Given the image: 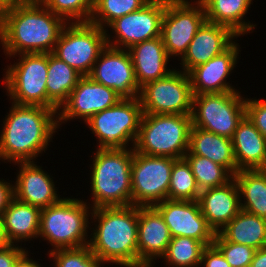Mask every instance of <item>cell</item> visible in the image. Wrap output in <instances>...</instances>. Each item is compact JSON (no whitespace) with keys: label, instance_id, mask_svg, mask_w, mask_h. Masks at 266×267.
I'll return each instance as SVG.
<instances>
[{"label":"cell","instance_id":"cell-1","mask_svg":"<svg viewBox=\"0 0 266 267\" xmlns=\"http://www.w3.org/2000/svg\"><path fill=\"white\" fill-rule=\"evenodd\" d=\"M67 22L39 0H24L0 9V44L7 57L52 53Z\"/></svg>","mask_w":266,"mask_h":267},{"label":"cell","instance_id":"cell-2","mask_svg":"<svg viewBox=\"0 0 266 267\" xmlns=\"http://www.w3.org/2000/svg\"><path fill=\"white\" fill-rule=\"evenodd\" d=\"M0 132V160L33 162L47 150L58 127L54 109L12 103Z\"/></svg>","mask_w":266,"mask_h":267},{"label":"cell","instance_id":"cell-3","mask_svg":"<svg viewBox=\"0 0 266 267\" xmlns=\"http://www.w3.org/2000/svg\"><path fill=\"white\" fill-rule=\"evenodd\" d=\"M89 247L103 264L138 267V206L92 209Z\"/></svg>","mask_w":266,"mask_h":267},{"label":"cell","instance_id":"cell-4","mask_svg":"<svg viewBox=\"0 0 266 267\" xmlns=\"http://www.w3.org/2000/svg\"><path fill=\"white\" fill-rule=\"evenodd\" d=\"M91 165V208L132 205L133 147L96 149Z\"/></svg>","mask_w":266,"mask_h":267},{"label":"cell","instance_id":"cell-5","mask_svg":"<svg viewBox=\"0 0 266 267\" xmlns=\"http://www.w3.org/2000/svg\"><path fill=\"white\" fill-rule=\"evenodd\" d=\"M88 205L81 199L63 197L58 203L41 209L38 237L53 247L48 253L89 245L87 229L92 209Z\"/></svg>","mask_w":266,"mask_h":267},{"label":"cell","instance_id":"cell-6","mask_svg":"<svg viewBox=\"0 0 266 267\" xmlns=\"http://www.w3.org/2000/svg\"><path fill=\"white\" fill-rule=\"evenodd\" d=\"M191 128V115L143 113L134 150L151 156L184 158Z\"/></svg>","mask_w":266,"mask_h":267},{"label":"cell","instance_id":"cell-7","mask_svg":"<svg viewBox=\"0 0 266 267\" xmlns=\"http://www.w3.org/2000/svg\"><path fill=\"white\" fill-rule=\"evenodd\" d=\"M142 116L139 97L122 98L114 106L94 114L85 123L98 138L97 149H125L131 143L134 148Z\"/></svg>","mask_w":266,"mask_h":267},{"label":"cell","instance_id":"cell-8","mask_svg":"<svg viewBox=\"0 0 266 267\" xmlns=\"http://www.w3.org/2000/svg\"><path fill=\"white\" fill-rule=\"evenodd\" d=\"M18 56L17 62L4 69L2 82L10 100L18 105L47 107L48 53Z\"/></svg>","mask_w":266,"mask_h":267},{"label":"cell","instance_id":"cell-9","mask_svg":"<svg viewBox=\"0 0 266 267\" xmlns=\"http://www.w3.org/2000/svg\"><path fill=\"white\" fill-rule=\"evenodd\" d=\"M240 91L193 95L192 126L231 139L245 116Z\"/></svg>","mask_w":266,"mask_h":267},{"label":"cell","instance_id":"cell-10","mask_svg":"<svg viewBox=\"0 0 266 267\" xmlns=\"http://www.w3.org/2000/svg\"><path fill=\"white\" fill-rule=\"evenodd\" d=\"M106 46L104 29L91 22H71L62 29L52 54L88 76Z\"/></svg>","mask_w":266,"mask_h":267},{"label":"cell","instance_id":"cell-11","mask_svg":"<svg viewBox=\"0 0 266 267\" xmlns=\"http://www.w3.org/2000/svg\"><path fill=\"white\" fill-rule=\"evenodd\" d=\"M176 160L171 157L141 154L133 148L132 205L154 206L168 199L171 170Z\"/></svg>","mask_w":266,"mask_h":267},{"label":"cell","instance_id":"cell-12","mask_svg":"<svg viewBox=\"0 0 266 267\" xmlns=\"http://www.w3.org/2000/svg\"><path fill=\"white\" fill-rule=\"evenodd\" d=\"M139 99L145 114L191 115L193 91L189 75L174 69L141 87Z\"/></svg>","mask_w":266,"mask_h":267},{"label":"cell","instance_id":"cell-13","mask_svg":"<svg viewBox=\"0 0 266 267\" xmlns=\"http://www.w3.org/2000/svg\"><path fill=\"white\" fill-rule=\"evenodd\" d=\"M194 2L166 0L161 38L170 58L178 56L181 59L184 56L198 29L206 21L203 4L199 0Z\"/></svg>","mask_w":266,"mask_h":267},{"label":"cell","instance_id":"cell-14","mask_svg":"<svg viewBox=\"0 0 266 267\" xmlns=\"http://www.w3.org/2000/svg\"><path fill=\"white\" fill-rule=\"evenodd\" d=\"M166 8V0H150L144 7L112 21V40L105 29L107 45L129 49L134 44L161 36V22ZM111 39V40H110Z\"/></svg>","mask_w":266,"mask_h":267},{"label":"cell","instance_id":"cell-15","mask_svg":"<svg viewBox=\"0 0 266 267\" xmlns=\"http://www.w3.org/2000/svg\"><path fill=\"white\" fill-rule=\"evenodd\" d=\"M94 82L112 88L122 98L139 97L134 67L129 51L106 46L88 75Z\"/></svg>","mask_w":266,"mask_h":267},{"label":"cell","instance_id":"cell-16","mask_svg":"<svg viewBox=\"0 0 266 267\" xmlns=\"http://www.w3.org/2000/svg\"><path fill=\"white\" fill-rule=\"evenodd\" d=\"M154 207L162 215L172 237H191L205 246L213 244L216 233L203 216L198 200L166 199Z\"/></svg>","mask_w":266,"mask_h":267},{"label":"cell","instance_id":"cell-17","mask_svg":"<svg viewBox=\"0 0 266 267\" xmlns=\"http://www.w3.org/2000/svg\"><path fill=\"white\" fill-rule=\"evenodd\" d=\"M122 97L112 88L83 76L58 110V127L61 123L79 118L86 122L97 112L114 106Z\"/></svg>","mask_w":266,"mask_h":267},{"label":"cell","instance_id":"cell-18","mask_svg":"<svg viewBox=\"0 0 266 267\" xmlns=\"http://www.w3.org/2000/svg\"><path fill=\"white\" fill-rule=\"evenodd\" d=\"M171 239L160 212L154 206H138V267H153L154 260L164 255Z\"/></svg>","mask_w":266,"mask_h":267},{"label":"cell","instance_id":"cell-19","mask_svg":"<svg viewBox=\"0 0 266 267\" xmlns=\"http://www.w3.org/2000/svg\"><path fill=\"white\" fill-rule=\"evenodd\" d=\"M238 44L234 42L221 54L188 73L193 95L239 91L226 82L239 58Z\"/></svg>","mask_w":266,"mask_h":267},{"label":"cell","instance_id":"cell-20","mask_svg":"<svg viewBox=\"0 0 266 267\" xmlns=\"http://www.w3.org/2000/svg\"><path fill=\"white\" fill-rule=\"evenodd\" d=\"M35 163V161L14 163L19 165L20 170L13 185L14 198L43 209L58 203L62 198L57 194L58 189L48 172Z\"/></svg>","mask_w":266,"mask_h":267},{"label":"cell","instance_id":"cell-21","mask_svg":"<svg viewBox=\"0 0 266 267\" xmlns=\"http://www.w3.org/2000/svg\"><path fill=\"white\" fill-rule=\"evenodd\" d=\"M237 37L230 28L205 21L181 58V69L188 74L193 68L228 49Z\"/></svg>","mask_w":266,"mask_h":267},{"label":"cell","instance_id":"cell-22","mask_svg":"<svg viewBox=\"0 0 266 267\" xmlns=\"http://www.w3.org/2000/svg\"><path fill=\"white\" fill-rule=\"evenodd\" d=\"M203 216L215 233L220 232L240 211V194L234 178L226 185L200 192Z\"/></svg>","mask_w":266,"mask_h":267},{"label":"cell","instance_id":"cell-23","mask_svg":"<svg viewBox=\"0 0 266 267\" xmlns=\"http://www.w3.org/2000/svg\"><path fill=\"white\" fill-rule=\"evenodd\" d=\"M135 77L141 88L146 83L167 76L174 69H168L170 59L161 36L134 44L129 49Z\"/></svg>","mask_w":266,"mask_h":267},{"label":"cell","instance_id":"cell-24","mask_svg":"<svg viewBox=\"0 0 266 267\" xmlns=\"http://www.w3.org/2000/svg\"><path fill=\"white\" fill-rule=\"evenodd\" d=\"M237 172L266 169V138L245 115L231 138Z\"/></svg>","mask_w":266,"mask_h":267},{"label":"cell","instance_id":"cell-25","mask_svg":"<svg viewBox=\"0 0 266 267\" xmlns=\"http://www.w3.org/2000/svg\"><path fill=\"white\" fill-rule=\"evenodd\" d=\"M41 209L13 198L2 213V231L6 244L36 239L40 230ZM28 239V240H27Z\"/></svg>","mask_w":266,"mask_h":267},{"label":"cell","instance_id":"cell-26","mask_svg":"<svg viewBox=\"0 0 266 267\" xmlns=\"http://www.w3.org/2000/svg\"><path fill=\"white\" fill-rule=\"evenodd\" d=\"M186 154L203 156L224 166L233 176L237 172L232 140L192 126Z\"/></svg>","mask_w":266,"mask_h":267},{"label":"cell","instance_id":"cell-27","mask_svg":"<svg viewBox=\"0 0 266 267\" xmlns=\"http://www.w3.org/2000/svg\"><path fill=\"white\" fill-rule=\"evenodd\" d=\"M205 10L206 21L230 28L241 36L253 32L255 24L245 21L252 0H199Z\"/></svg>","mask_w":266,"mask_h":267},{"label":"cell","instance_id":"cell-28","mask_svg":"<svg viewBox=\"0 0 266 267\" xmlns=\"http://www.w3.org/2000/svg\"><path fill=\"white\" fill-rule=\"evenodd\" d=\"M47 73V108L58 113L83 75L52 53H48Z\"/></svg>","mask_w":266,"mask_h":267},{"label":"cell","instance_id":"cell-29","mask_svg":"<svg viewBox=\"0 0 266 267\" xmlns=\"http://www.w3.org/2000/svg\"><path fill=\"white\" fill-rule=\"evenodd\" d=\"M218 233L228 242L257 250L266 246V218L241 210Z\"/></svg>","mask_w":266,"mask_h":267},{"label":"cell","instance_id":"cell-30","mask_svg":"<svg viewBox=\"0 0 266 267\" xmlns=\"http://www.w3.org/2000/svg\"><path fill=\"white\" fill-rule=\"evenodd\" d=\"M233 178L239 189L241 210L266 218V169L240 170Z\"/></svg>","mask_w":266,"mask_h":267},{"label":"cell","instance_id":"cell-31","mask_svg":"<svg viewBox=\"0 0 266 267\" xmlns=\"http://www.w3.org/2000/svg\"><path fill=\"white\" fill-rule=\"evenodd\" d=\"M184 158L191 166L200 191L224 186L233 179V175L224 166L206 157L185 154Z\"/></svg>","mask_w":266,"mask_h":267},{"label":"cell","instance_id":"cell-32","mask_svg":"<svg viewBox=\"0 0 266 267\" xmlns=\"http://www.w3.org/2000/svg\"><path fill=\"white\" fill-rule=\"evenodd\" d=\"M206 246L191 237H172L161 257L171 267H201V256Z\"/></svg>","mask_w":266,"mask_h":267},{"label":"cell","instance_id":"cell-33","mask_svg":"<svg viewBox=\"0 0 266 267\" xmlns=\"http://www.w3.org/2000/svg\"><path fill=\"white\" fill-rule=\"evenodd\" d=\"M200 192L190 164L185 158L177 159L171 170L168 199L195 201Z\"/></svg>","mask_w":266,"mask_h":267},{"label":"cell","instance_id":"cell-34","mask_svg":"<svg viewBox=\"0 0 266 267\" xmlns=\"http://www.w3.org/2000/svg\"><path fill=\"white\" fill-rule=\"evenodd\" d=\"M149 1L150 0H96L89 22L105 30L115 19L139 10Z\"/></svg>","mask_w":266,"mask_h":267},{"label":"cell","instance_id":"cell-35","mask_svg":"<svg viewBox=\"0 0 266 267\" xmlns=\"http://www.w3.org/2000/svg\"><path fill=\"white\" fill-rule=\"evenodd\" d=\"M67 23L89 22L96 0H39ZM72 19V20H71Z\"/></svg>","mask_w":266,"mask_h":267},{"label":"cell","instance_id":"cell-36","mask_svg":"<svg viewBox=\"0 0 266 267\" xmlns=\"http://www.w3.org/2000/svg\"><path fill=\"white\" fill-rule=\"evenodd\" d=\"M54 267H103L104 264L92 253L88 245L78 248L50 251Z\"/></svg>","mask_w":266,"mask_h":267},{"label":"cell","instance_id":"cell-37","mask_svg":"<svg viewBox=\"0 0 266 267\" xmlns=\"http://www.w3.org/2000/svg\"><path fill=\"white\" fill-rule=\"evenodd\" d=\"M213 244L221 251L231 267H249L256 249L226 241L219 233H216Z\"/></svg>","mask_w":266,"mask_h":267},{"label":"cell","instance_id":"cell-38","mask_svg":"<svg viewBox=\"0 0 266 267\" xmlns=\"http://www.w3.org/2000/svg\"><path fill=\"white\" fill-rule=\"evenodd\" d=\"M245 115L266 138V100L246 98Z\"/></svg>","mask_w":266,"mask_h":267},{"label":"cell","instance_id":"cell-39","mask_svg":"<svg viewBox=\"0 0 266 267\" xmlns=\"http://www.w3.org/2000/svg\"><path fill=\"white\" fill-rule=\"evenodd\" d=\"M200 265H203V267H231L221 251L214 244L204 248Z\"/></svg>","mask_w":266,"mask_h":267},{"label":"cell","instance_id":"cell-40","mask_svg":"<svg viewBox=\"0 0 266 267\" xmlns=\"http://www.w3.org/2000/svg\"><path fill=\"white\" fill-rule=\"evenodd\" d=\"M15 244L0 246V267H14L15 261L26 250Z\"/></svg>","mask_w":266,"mask_h":267},{"label":"cell","instance_id":"cell-41","mask_svg":"<svg viewBox=\"0 0 266 267\" xmlns=\"http://www.w3.org/2000/svg\"><path fill=\"white\" fill-rule=\"evenodd\" d=\"M13 185L4 179H0V215L9 205L10 201L14 198Z\"/></svg>","mask_w":266,"mask_h":267},{"label":"cell","instance_id":"cell-42","mask_svg":"<svg viewBox=\"0 0 266 267\" xmlns=\"http://www.w3.org/2000/svg\"><path fill=\"white\" fill-rule=\"evenodd\" d=\"M29 252L25 250L15 261L14 267H42L37 261L29 259Z\"/></svg>","mask_w":266,"mask_h":267},{"label":"cell","instance_id":"cell-43","mask_svg":"<svg viewBox=\"0 0 266 267\" xmlns=\"http://www.w3.org/2000/svg\"><path fill=\"white\" fill-rule=\"evenodd\" d=\"M249 267H266V246L256 250Z\"/></svg>","mask_w":266,"mask_h":267},{"label":"cell","instance_id":"cell-44","mask_svg":"<svg viewBox=\"0 0 266 267\" xmlns=\"http://www.w3.org/2000/svg\"><path fill=\"white\" fill-rule=\"evenodd\" d=\"M22 1L24 0H0V9L5 6L12 5L18 2H22Z\"/></svg>","mask_w":266,"mask_h":267},{"label":"cell","instance_id":"cell-45","mask_svg":"<svg viewBox=\"0 0 266 267\" xmlns=\"http://www.w3.org/2000/svg\"><path fill=\"white\" fill-rule=\"evenodd\" d=\"M6 244V241H5V238H4V234H3V231H2V217L0 215V245H5Z\"/></svg>","mask_w":266,"mask_h":267}]
</instances>
